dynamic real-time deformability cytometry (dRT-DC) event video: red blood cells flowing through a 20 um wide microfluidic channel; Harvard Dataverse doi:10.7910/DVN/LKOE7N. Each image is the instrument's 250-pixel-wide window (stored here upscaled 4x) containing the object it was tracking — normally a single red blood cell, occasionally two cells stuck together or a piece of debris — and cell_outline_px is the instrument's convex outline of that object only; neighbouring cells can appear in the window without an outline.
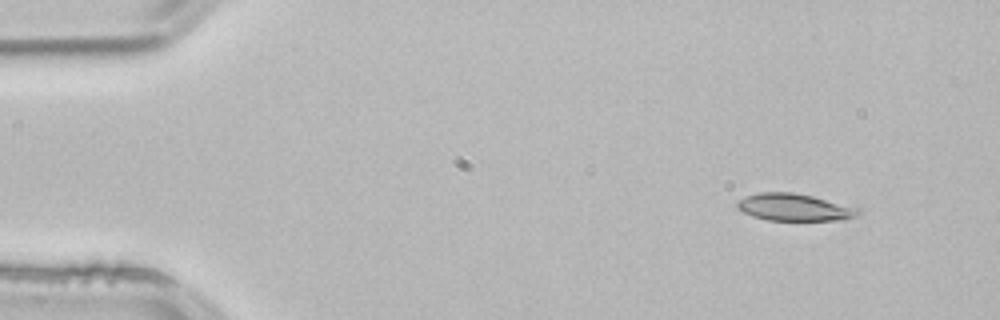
{"species": "common noctule bat (a hibernating species)", "species_latin": "Nyctalus noctula", "temperature_condition": "room temperature", "stored_images_in_passage": 4, "camera_frame_rate_fps": 3000, "um_per_image_px": 0.085, "animal": {"sex": "male", "body_mass_g": 21.5, "forearm_length_mm": 52.0}, "frame": {"image": 1, "passage_image": 1, "time_ms": 0.0, "image_size_px": [1000, 320], "cell_outline_px": [[860, 216], [844, 220], [768, 220], [752, 216], [736, 208], [736, 200], [744, 196], [760, 192], [792, 192], [812, 196], [860, 208]], "centroid_in_image_um": [67.52, 17.62], "position_along_channel_um": 17.5, "area_um2": 19.36}}